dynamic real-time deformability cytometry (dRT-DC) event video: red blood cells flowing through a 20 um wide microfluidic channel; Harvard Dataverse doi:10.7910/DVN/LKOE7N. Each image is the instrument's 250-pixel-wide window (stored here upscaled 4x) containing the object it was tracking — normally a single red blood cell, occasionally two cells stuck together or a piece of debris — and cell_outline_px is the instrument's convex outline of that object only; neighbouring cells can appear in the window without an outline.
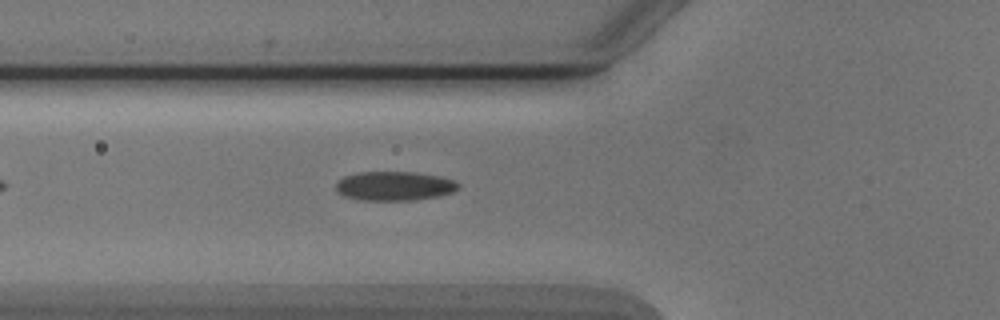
{"species": "Egyptian fruit bat (a non-hibernating species)", "species_latin": "Rousettus aegyptiacus", "temperature_condition": "cold", "stored_images_in_passage": 6, "camera_frame_rate_fps": 3000, "um_per_image_px": 0.085, "animal": {"sex": "male"}, "frame": {"image": 1, "passage_image": 6, "time_ms": 6.0, "image_size_px": [1000, 320], "cell_outline_px": [[460, 188], [452, 192], [436, 196], [416, 200], [360, 200], [344, 196], [336, 192], [336, 180], [344, 176], [356, 172], [412, 172], [440, 176], [452, 180], [460, 184]], "centroid_in_image_um": [33.48, 15.81], "position_along_channel_um": 92.3, "area_um2": 20.92}}